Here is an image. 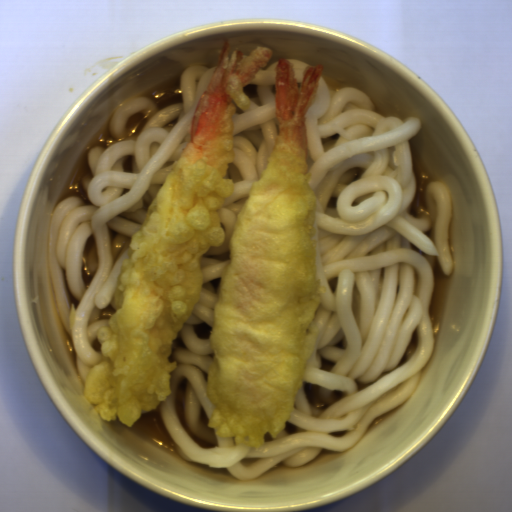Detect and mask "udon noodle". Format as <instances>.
Returning <instances> with one entry per match:
<instances>
[{
    "instance_id": "obj_1",
    "label": "udon noodle",
    "mask_w": 512,
    "mask_h": 512,
    "mask_svg": "<svg viewBox=\"0 0 512 512\" xmlns=\"http://www.w3.org/2000/svg\"><path fill=\"white\" fill-rule=\"evenodd\" d=\"M278 62L243 85L246 111L232 101L234 160L222 179H231L234 189L219 211L225 237L198 259L200 298L172 341L171 395L158 407L181 459L227 469L243 481L282 462L306 466L322 450L349 451L374 419L407 402L435 348L429 309L436 260L446 276L454 266L447 183L425 184L429 217L411 215L417 181L409 139L421 118L381 115L362 91L321 73L305 115L316 272L326 288L312 320L319 338L295 409L274 439L265 432L263 446L253 448L218 437L207 425L214 410L206 393L213 355L210 338L201 339L193 325L212 328L217 290L210 281L222 277L230 261L237 216L279 142Z\"/></svg>"
},
{
    "instance_id": "obj_3",
    "label": "udon noodle",
    "mask_w": 512,
    "mask_h": 512,
    "mask_svg": "<svg viewBox=\"0 0 512 512\" xmlns=\"http://www.w3.org/2000/svg\"><path fill=\"white\" fill-rule=\"evenodd\" d=\"M287 60L291 61L295 67L297 88H298V92H299L301 85H302V81L306 74V71H307L308 67H312V64L307 63L302 60H299V59H296V58H288Z\"/></svg>"
},
{
    "instance_id": "obj_2",
    "label": "udon noodle",
    "mask_w": 512,
    "mask_h": 512,
    "mask_svg": "<svg viewBox=\"0 0 512 512\" xmlns=\"http://www.w3.org/2000/svg\"><path fill=\"white\" fill-rule=\"evenodd\" d=\"M215 68L194 63L181 72V103L160 109L144 95L122 103L107 127L117 142L87 152L91 174L81 181L92 204L67 197L50 216L49 273L84 387L90 369L104 357L97 331L109 327L120 308L115 293L122 261L130 258V239L141 231L151 202L190 142L195 108Z\"/></svg>"
}]
</instances>
